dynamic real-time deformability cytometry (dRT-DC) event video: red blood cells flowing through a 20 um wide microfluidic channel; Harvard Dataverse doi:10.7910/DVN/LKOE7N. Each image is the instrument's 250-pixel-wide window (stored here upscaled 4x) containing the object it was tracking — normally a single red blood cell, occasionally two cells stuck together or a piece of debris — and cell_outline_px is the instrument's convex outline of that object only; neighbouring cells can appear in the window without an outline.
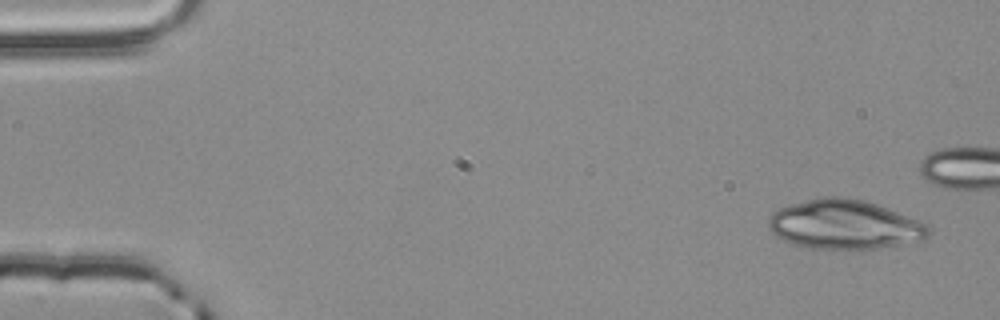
{"species": "common noctule bat (a hibernating species)", "species_latin": "Nyctalus noctula", "temperature_condition": "room temperature", "stored_images_in_passage": 4, "camera_frame_rate_fps": 3000, "um_per_image_px": 0.085, "animal": {"sex": "male", "body_mass_g": 20.4}, "frame": {"image": 1, "passage_image": 1, "time_ms": 0.0, "image_size_px": [1000, 320], "cell_outline_px": [[932, 228], [928, 236], [924, 240], [904, 244], [880, 248], [812, 248], [792, 244], [776, 236], [768, 228], [768, 216], [772, 212], [788, 204], [824, 196], [844, 196], [864, 200], [876, 204], [920, 220], [928, 224]], "centroid_in_image_um": [71.8, 19.07], "position_along_channel_um": 13.2, "area_um2": 46.3}}